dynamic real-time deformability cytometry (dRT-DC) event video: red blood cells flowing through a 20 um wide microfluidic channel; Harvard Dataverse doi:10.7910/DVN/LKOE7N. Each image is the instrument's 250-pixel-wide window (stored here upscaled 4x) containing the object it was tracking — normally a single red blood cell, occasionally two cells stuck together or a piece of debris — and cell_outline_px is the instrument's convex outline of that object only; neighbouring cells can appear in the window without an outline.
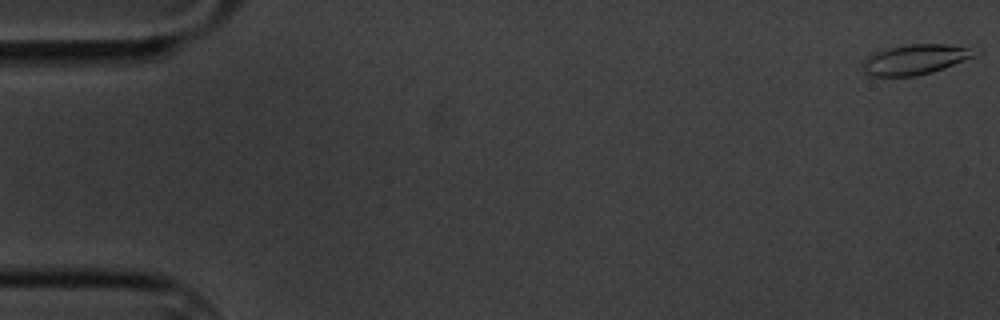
{"species": "common noctule bat (a hibernating species)", "species_latin": "Nyctalus noctula", "temperature_condition": "cold", "stored_images_in_passage": 7, "camera_frame_rate_fps": 3000, "um_per_image_px": 0.085, "animal": {"sex": "male", "body_mass_g": 20.1, "forearm_length_mm": 53.5}, "frame": {"image": 1, "passage_image": 1, "time_ms": 0.0, "image_size_px": [1000, 320], "cell_outline_px": [[980, 52], [976, 56], [944, 68], [932, 72], [916, 76], [868, 76], [860, 68], [860, 64], [872, 52], [888, 48], [908, 44], [944, 44], [980, 48]], "centroid_in_image_um": [77.8, 5.05], "position_along_channel_um": 7.2, "area_um2": 20.17}}
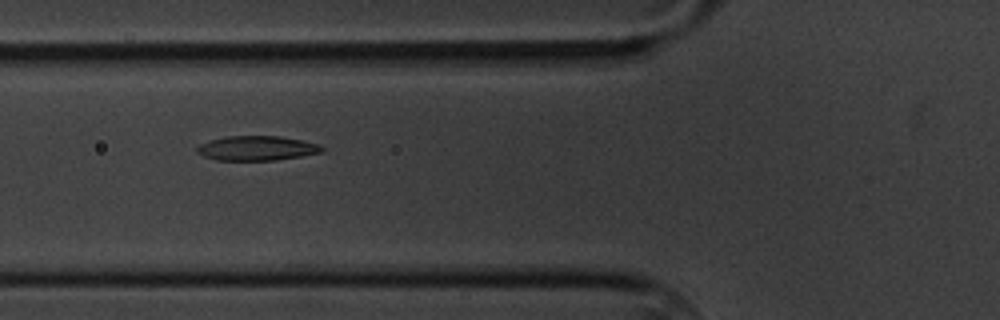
{"frame": {"image": 2, "passage_image": 7, "time_ms": 7.0, "image_size_px": [1000, 320], "cell_outline_px": [[324, 152], [304, 156], [276, 160], [216, 160], [204, 156], [196, 152], [196, 148], [200, 144], [208, 140], [228, 136], [280, 136], [300, 140], [316, 144], [324, 148]], "centroid_in_image_um": [21.82, 12.6], "position_along_channel_um": 104.0, "area_um2": 17.92}}